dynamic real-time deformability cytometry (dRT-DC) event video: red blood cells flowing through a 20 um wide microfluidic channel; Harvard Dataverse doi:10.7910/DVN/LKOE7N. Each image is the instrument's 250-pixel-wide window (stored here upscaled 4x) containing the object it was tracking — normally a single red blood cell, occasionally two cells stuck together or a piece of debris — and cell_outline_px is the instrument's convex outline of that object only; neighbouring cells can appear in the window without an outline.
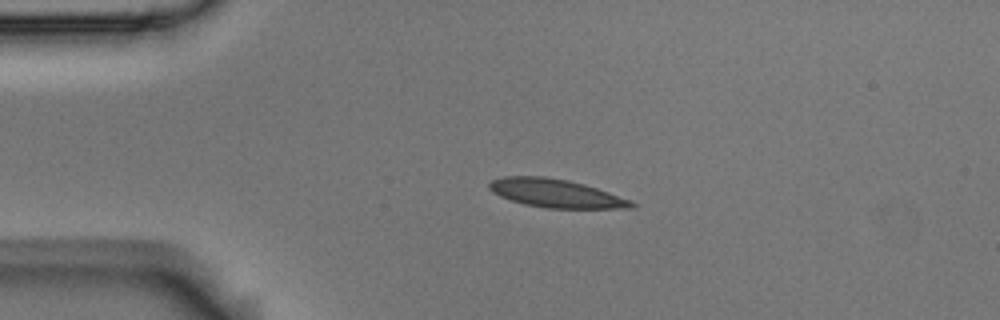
{"species": "Egyptian fruit bat (a non-hibernating species)", "species_latin": "Rousettus aegyptiacus", "temperature_condition": "room temperature", "stored_images_in_passage": 2, "camera_frame_rate_fps": 3000, "um_per_image_px": 0.085, "animal": {"sex": "male"}, "frame": {"image": 1, "passage_image": 1, "time_ms": 0.0, "image_size_px": [1000, 320], "cell_outline_px": [[636, 208], [544, 208], [524, 204], [500, 196], [492, 192], [488, 188], [488, 184], [492, 180], [504, 176], [544, 176], [568, 180], [584, 184], [632, 200], [636, 204]], "centroid_in_image_um": [47.25, 16.43], "position_along_channel_um": 37.8, "area_um2": 23.52}}